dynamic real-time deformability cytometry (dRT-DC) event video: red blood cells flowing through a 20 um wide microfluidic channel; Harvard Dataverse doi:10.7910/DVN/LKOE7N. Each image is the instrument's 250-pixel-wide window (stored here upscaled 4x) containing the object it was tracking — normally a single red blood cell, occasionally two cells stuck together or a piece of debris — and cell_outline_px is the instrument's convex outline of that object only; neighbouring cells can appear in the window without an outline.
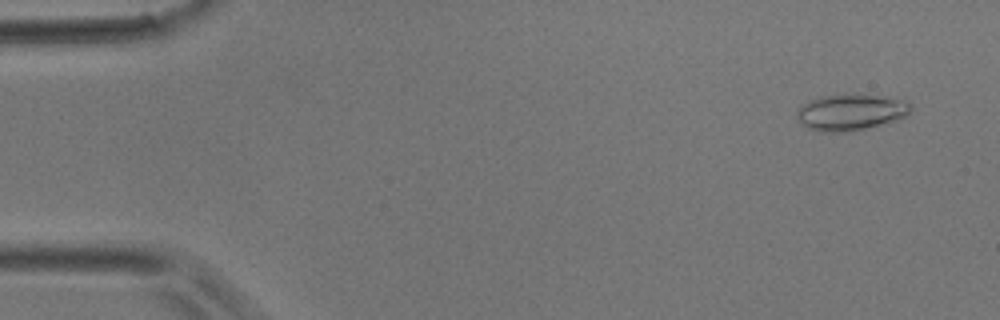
{"species": "common noctule bat (a hibernating species)", "species_latin": "Nyctalus noctula", "temperature_condition": "room temperature", "stored_images_in_passage": 3, "camera_frame_rate_fps": 3000, "um_per_image_px": 0.085, "animal": {"sex": "male", "body_mass_g": 17.9}, "frame": {"image": 1, "passage_image": 1, "time_ms": 0.0, "image_size_px": [1000, 320], "cell_outline_px": [[912, 112], [908, 116], [900, 120], [848, 132], [824, 132], [808, 128], [796, 116], [796, 112], [808, 100], [820, 96], [888, 96], [912, 104]], "centroid_in_image_um": [72.37, 9.56], "position_along_channel_um": 12.6, "area_um2": 23.76}}